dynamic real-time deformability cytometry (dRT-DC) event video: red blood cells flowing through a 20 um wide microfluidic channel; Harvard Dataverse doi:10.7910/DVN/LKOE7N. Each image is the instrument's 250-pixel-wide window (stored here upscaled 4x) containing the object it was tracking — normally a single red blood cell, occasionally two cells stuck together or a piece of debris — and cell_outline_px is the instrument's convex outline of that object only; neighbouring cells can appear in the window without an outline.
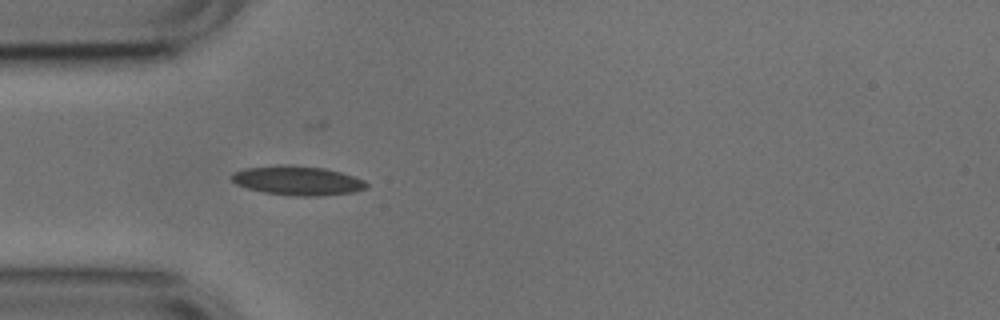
{"species": "common noctule bat (a hibernating species)", "species_latin": "Nyctalus noctula", "temperature_condition": "cold", "stored_images_in_passage": 7, "camera_frame_rate_fps": 3000, "um_per_image_px": 0.085, "animal": {"sex": "male", "body_mass_g": 17.9, "forearm_length_mm": 54.2}, "frame": {"image": 1, "passage_image": 4, "time_ms": 1.0, "image_size_px": [1000, 320], "cell_outline_px": [[368, 188], [356, 192], [324, 196], [296, 196], [264, 192], [248, 188], [236, 184], [232, 180], [232, 176], [236, 172], [244, 168], [276, 164], [292, 164], [324, 168], [340, 172], [364, 180], [368, 184]], "centroid_in_image_um": [25.33, 15.34], "position_along_channel_um": 59.7, "area_um2": 23.18}}